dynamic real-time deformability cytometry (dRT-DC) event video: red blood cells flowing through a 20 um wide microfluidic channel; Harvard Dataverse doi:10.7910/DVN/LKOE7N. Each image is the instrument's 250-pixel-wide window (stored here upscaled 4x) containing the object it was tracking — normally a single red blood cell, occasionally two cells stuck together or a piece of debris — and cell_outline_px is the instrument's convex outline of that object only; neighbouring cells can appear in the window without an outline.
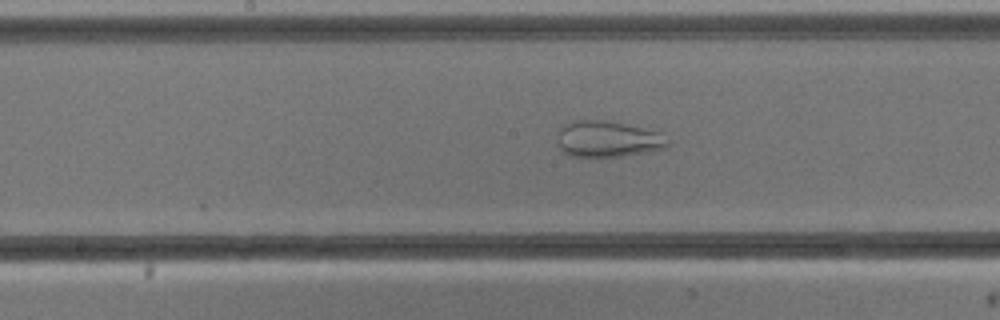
{"species": "common noctule bat (a hibernating species)", "species_latin": "Nyctalus noctula", "temperature_condition": "cold", "stored_images_in_passage": 47, "camera_frame_rate_fps": 3000, "um_per_image_px": 0.085, "animal": {"sex": "male", "body_mass_g": 13.3}, "frame": {"image": 1, "passage_image": 21, "time_ms": 6.667, "image_size_px": [1000, 320], "cell_outline_px": [[668, 144], [664, 148], [624, 156], [568, 156], [560, 148], [560, 128], [564, 124], [572, 120], [604, 120], [664, 132], [668, 140]], "centroid_in_image_um": [51.7, 11.81], "position_along_channel_um": 196.5, "area_um2": 23.06}}
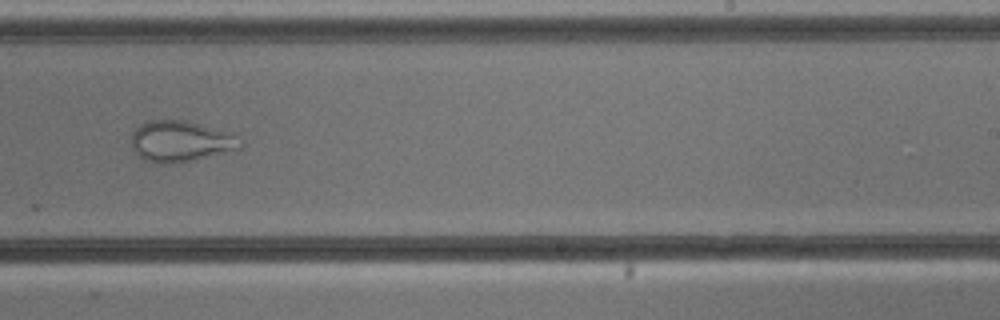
{"frame": {"image": 2, "passage_image": 27, "time_ms": 8.667, "image_size_px": [1000, 320], "cell_outline_px": [[244, 144], [240, 148], [192, 160], [172, 164], [156, 164], [144, 160], [132, 148], [132, 132], [140, 124], [152, 120], [184, 120], [232, 132]], "centroid_in_image_um": [15.34, 12.01], "position_along_channel_um": 273.7, "area_um2": 26.01}}
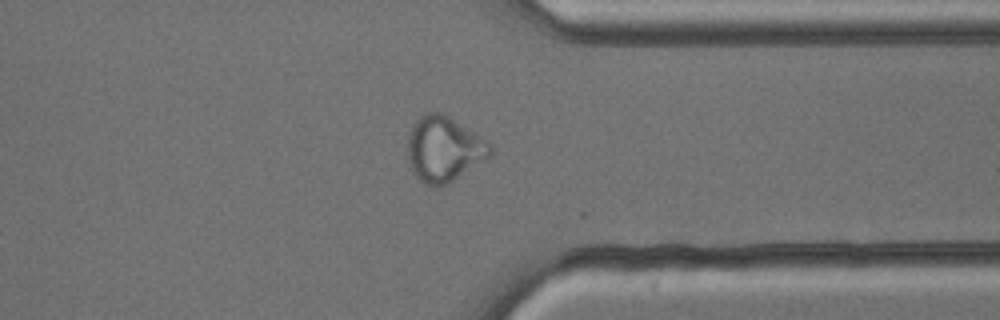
{"frame": {"image": 3, "passage_image": 35, "time_ms": 11.333, "image_size_px": [1000, 320], "cell_outline_px": [[492, 156], [452, 180], [444, 184], [432, 188], [424, 184], [412, 172], [408, 164], [408, 136], [412, 124], [424, 112], [440, 112], [448, 116], [492, 144]], "centroid_in_image_um": [37.7, 12.67], "position_along_channel_um": 373.7, "area_um2": 31.39}}